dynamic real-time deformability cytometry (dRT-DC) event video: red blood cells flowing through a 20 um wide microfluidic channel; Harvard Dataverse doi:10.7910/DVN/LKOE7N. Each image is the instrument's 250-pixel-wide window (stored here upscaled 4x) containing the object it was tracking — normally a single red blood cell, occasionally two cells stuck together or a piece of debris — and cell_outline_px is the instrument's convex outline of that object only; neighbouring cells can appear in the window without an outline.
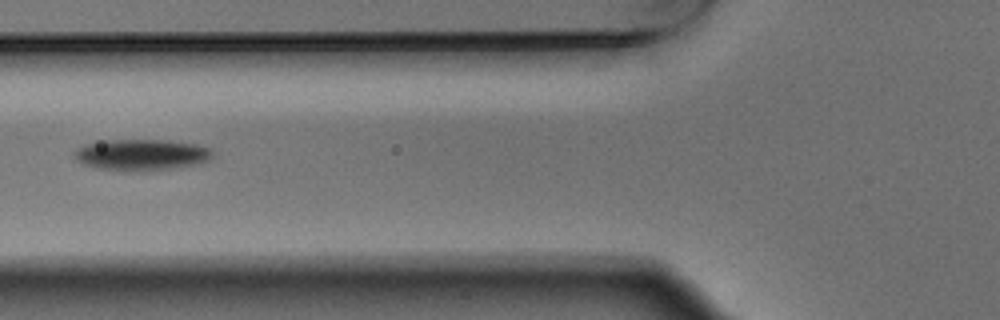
{"species": "Egyptian fruit bat (a non-hibernating species)", "species_latin": "Rousettus aegyptiacus", "temperature_condition": "warm", "stored_images_in_passage": 9, "camera_frame_rate_fps": 3000, "um_per_image_px": 0.085, "animal": {"sex": "male"}, "frame": {"image": 1, "passage_image": 9, "time_ms": 2.667, "image_size_px": [1000, 320], "cell_outline_px": [[212, 156], [208, 160], [200, 164], [180, 168], [136, 172], [124, 172], [96, 168], [84, 164], [76, 160], [72, 152], [76, 148], [88, 144], [104, 140], [168, 140], [196, 144], [208, 148], [212, 152]], "centroid_in_image_um": [12.01, 13.18], "position_along_channel_um": 113.8, "area_um2": 25.66}}